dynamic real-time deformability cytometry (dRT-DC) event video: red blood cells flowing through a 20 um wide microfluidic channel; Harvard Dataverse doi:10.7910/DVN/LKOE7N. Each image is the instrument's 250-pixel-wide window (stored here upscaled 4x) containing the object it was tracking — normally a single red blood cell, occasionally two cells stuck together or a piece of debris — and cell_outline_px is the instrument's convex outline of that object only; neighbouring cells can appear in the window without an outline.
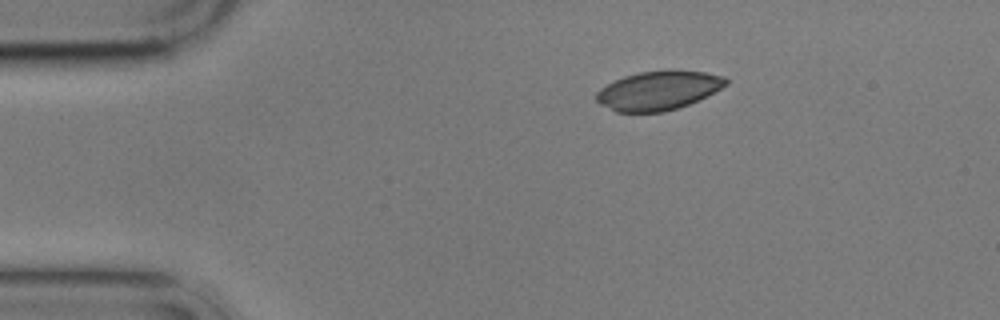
{"species": "common noctule bat (a hibernating species)", "species_latin": "Nyctalus noctula", "temperature_condition": "cold", "stored_images_in_passage": 3, "camera_frame_rate_fps": 3000, "um_per_image_px": 0.085, "animal": {"sex": "male", "body_mass_g": 17.9}, "frame": {"image": 1, "passage_image": 1, "time_ms": 0.0, "image_size_px": [1000, 320], "cell_outline_px": [[728, 84], [688, 104], [664, 112], [616, 112], [600, 104], [596, 100], [596, 92], [600, 88], [624, 76], [640, 72], [668, 68], [672, 68], [704, 72], [724, 76], [728, 80]], "centroid_in_image_um": [55.95, 7.66], "position_along_channel_um": 29.1, "area_um2": 29.54}}